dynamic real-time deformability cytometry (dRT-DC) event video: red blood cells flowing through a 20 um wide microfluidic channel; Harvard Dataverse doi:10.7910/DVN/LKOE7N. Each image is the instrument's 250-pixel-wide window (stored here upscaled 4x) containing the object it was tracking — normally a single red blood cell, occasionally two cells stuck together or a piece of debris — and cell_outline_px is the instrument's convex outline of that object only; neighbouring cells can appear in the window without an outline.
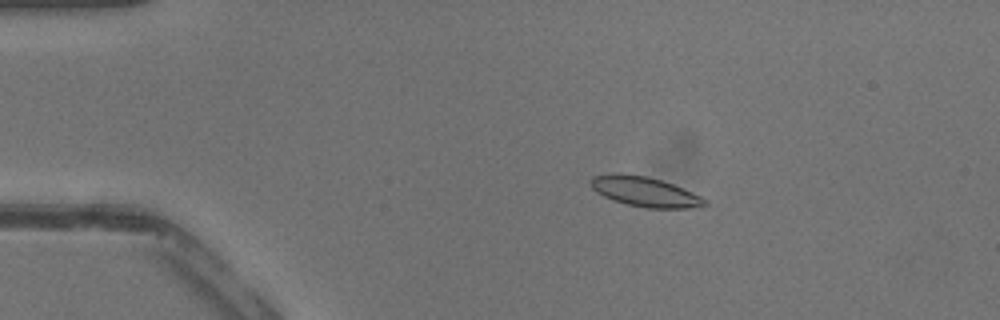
{"species": "common noctule bat (a hibernating species)", "species_latin": "Nyctalus noctula", "temperature_condition": "warm", "stored_images_in_passage": 39, "camera_frame_rate_fps": 3000, "um_per_image_px": 0.085, "animal": {"sex": "male", "body_mass_g": 13.3}, "frame": {"image": 1, "passage_image": 4, "time_ms": 1.0, "image_size_px": [1000, 320], "cell_outline_px": [[708, 204], [688, 208], [644, 208], [612, 200], [596, 192], [592, 188], [592, 176], [648, 176], [672, 184], [692, 192], [708, 200]], "centroid_in_image_um": [54.89, 16.35], "position_along_channel_um": 30.1, "area_um2": 18.96}}
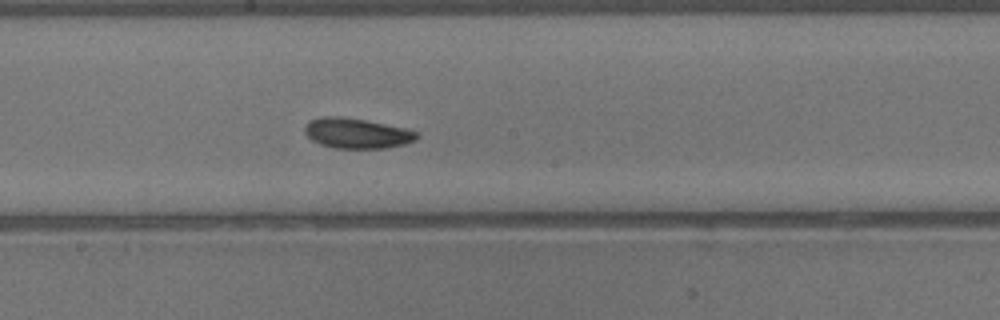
{"frame": {"image": 2, "passage_image": 19, "time_ms": 6.0, "image_size_px": [1000, 320], "cell_outline_px": [[420, 136], [416, 140], [404, 144], [388, 148], [336, 148], [320, 144], [312, 140], [304, 132], [304, 128], [308, 120], [320, 116], [344, 116], [404, 128], [416, 132]], "centroid_in_image_um": [30.29, 11.32], "position_along_channel_um": 217.9, "area_um2": 19.77}}
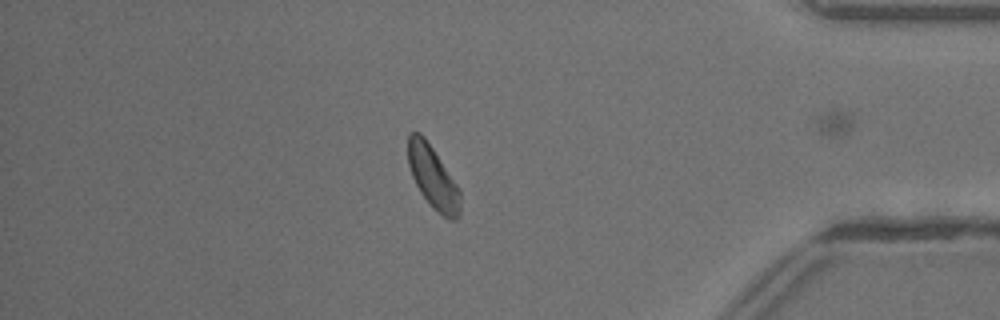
{"frame": {"image": 3, "passage_image": 32, "time_ms": 10.333, "image_size_px": [1000, 320], "cell_outline_px": [[460, 216], [456, 220], [448, 220], [432, 208], [420, 192], [412, 176], [408, 164], [408, 132], [420, 132], [424, 136], [460, 188]], "centroid_in_image_um": [36.81, 15.09], "position_along_channel_um": 398.4, "area_um2": 19.19}}